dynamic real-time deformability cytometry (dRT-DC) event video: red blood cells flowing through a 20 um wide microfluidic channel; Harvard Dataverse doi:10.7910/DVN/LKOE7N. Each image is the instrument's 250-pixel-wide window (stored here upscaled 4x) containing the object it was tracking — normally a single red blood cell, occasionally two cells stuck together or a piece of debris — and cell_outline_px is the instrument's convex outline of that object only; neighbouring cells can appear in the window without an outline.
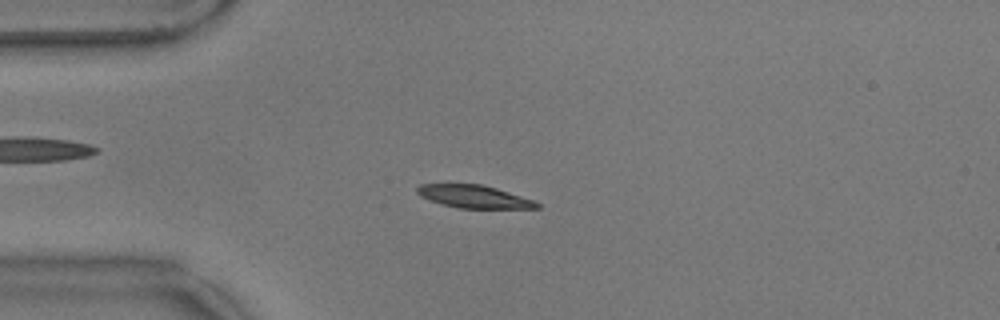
{"species": "common noctule bat (a hibernating species)", "species_latin": "Nyctalus noctula", "temperature_condition": "warm", "stored_images_in_passage": 57, "camera_frame_rate_fps": 3000, "um_per_image_px": 0.085, "animal": {"sex": "male", "body_mass_g": 17.9}, "frame": {"image": 1, "passage_image": 14, "time_ms": 4.333, "image_size_px": [1000, 320], "cell_outline_px": [[540, 208], [456, 208], [428, 200], [420, 196], [416, 192], [416, 188], [420, 184], [480, 184], [496, 188], [532, 200], [540, 204]], "centroid_in_image_um": [40.23, 16.71], "position_along_channel_um": 44.8, "area_um2": 15.78}}
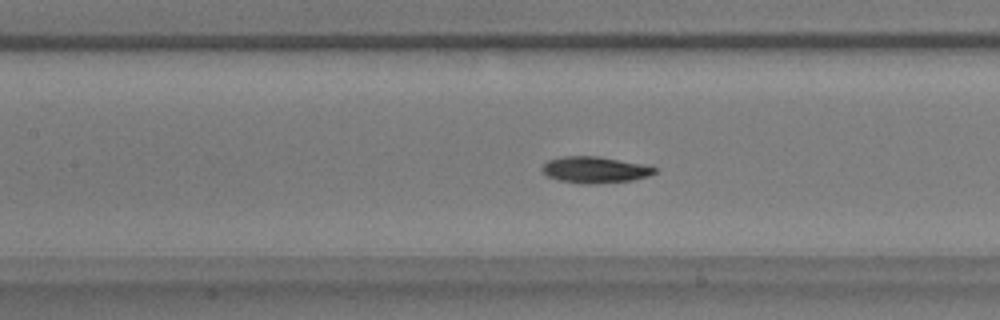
{"frame": {"image": 2, "passage_image": 25, "time_ms": 8.0, "image_size_px": [1000, 320], "cell_outline_px": [[656, 172], [648, 176], [632, 180], [588, 184], [580, 184], [560, 180], [548, 176], [540, 168], [548, 160], [564, 156], [600, 156], [640, 164], [656, 168]], "centroid_in_image_um": [50.53, 14.43], "position_along_channel_um": 156.9, "area_um2": 17.05}}
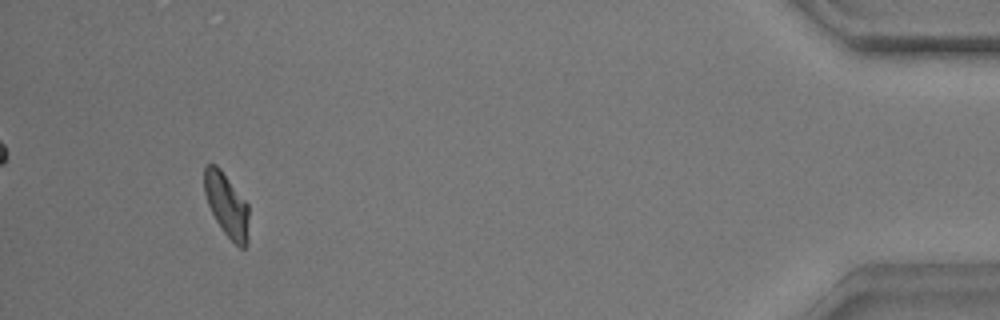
{"frame": {"image": 3, "passage_image": 53, "time_ms": 17.333, "image_size_px": [1000, 320], "cell_outline_px": [[248, 244], [244, 248], [240, 248], [224, 232], [216, 220], [208, 204], [204, 192], [204, 168], [208, 164], [216, 164], [220, 168], [248, 204]], "centroid_in_image_um": [19.27, 17.42], "position_along_channel_um": 415.9, "area_um2": 16.36}, "authors_computed_cell_mechanics": {"area_um2": 16.7042, "velocity_mm_per_s": 3.5336, "shape_relaxation_time_tau1_ms": 4.3449, "shape_relaxation_time_tau2_ms": 3.4328, "deformation_change_tau1": 0.1567, "deformation_change_tau2": 0.0609}}